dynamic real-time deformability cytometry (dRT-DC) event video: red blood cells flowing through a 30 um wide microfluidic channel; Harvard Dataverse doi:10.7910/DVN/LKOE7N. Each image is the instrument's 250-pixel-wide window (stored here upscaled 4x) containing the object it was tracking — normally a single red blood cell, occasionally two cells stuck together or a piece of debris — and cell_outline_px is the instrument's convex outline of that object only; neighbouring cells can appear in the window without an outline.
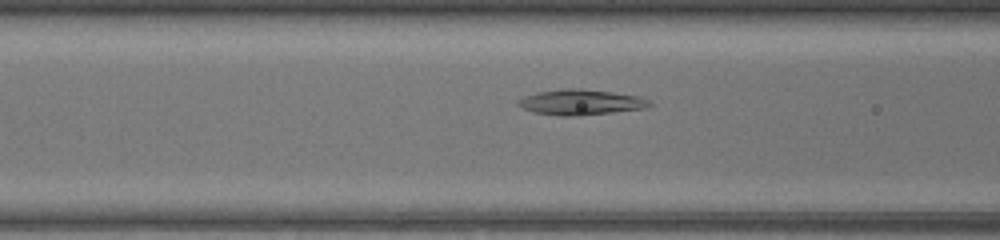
{"species": "common noctule bat (a hibernating species)", "species_latin": "Nyctalus noctula", "temperature_condition": "warm", "stored_images_in_passage": 33, "camera_frame_rate_fps": 3000, "um_per_image_px": 0.085, "animal": {"sex": "female", "body_mass_g": 17.0, "forearm_length_mm": 48.0}, "frame": {"image": 1, "passage_image": 4, "time_ms": 1.0, "image_size_px": [1000, 240], "cell_outline_px": [[652, 104], [644, 108], [612, 112], [576, 116], [560, 116], [536, 112], [524, 108], [516, 104], [516, 100], [524, 96], [536, 92], [560, 88], [580, 88], [612, 92], [640, 96], [648, 100]], "centroid_in_image_um": [49.32, 8.67], "position_along_channel_um": 117.3, "area_um2": 19.48}}
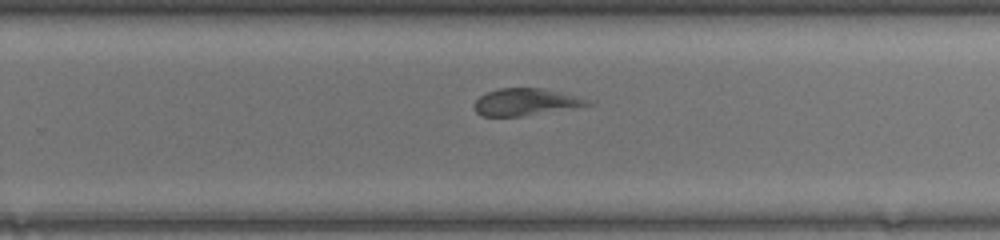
{"frame": {"image": 2, "passage_image": 16, "time_ms": 5.0, "image_size_px": [1000, 240], "cell_outline_px": [[596, 104], [524, 116], [480, 116], [476, 112], [476, 100], [480, 96], [488, 92], [500, 88], [544, 88], [560, 92], [588, 100]], "centroid_in_image_um": [44.69, 8.67], "position_along_channel_um": 285.1, "area_um2": 17.63}}
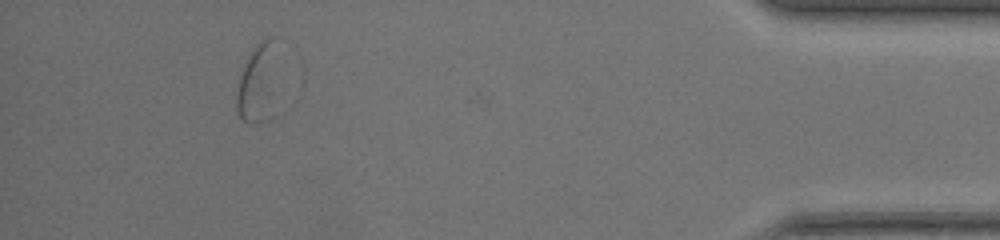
{"frame": {"image": 3, "passage_image": 29, "time_ms": 9.333, "image_size_px": [1000, 240], "cell_outline_px": [[284, 112], [280, 116], [264, 120], [244, 120], [240, 116], [236, 108], [236, 96], [240, 76], [248, 52], [260, 40], [272, 36]], "centroid_in_image_um": [22.09, 7.17], "position_along_channel_um": 413.1, "area_um2": 21.04}}